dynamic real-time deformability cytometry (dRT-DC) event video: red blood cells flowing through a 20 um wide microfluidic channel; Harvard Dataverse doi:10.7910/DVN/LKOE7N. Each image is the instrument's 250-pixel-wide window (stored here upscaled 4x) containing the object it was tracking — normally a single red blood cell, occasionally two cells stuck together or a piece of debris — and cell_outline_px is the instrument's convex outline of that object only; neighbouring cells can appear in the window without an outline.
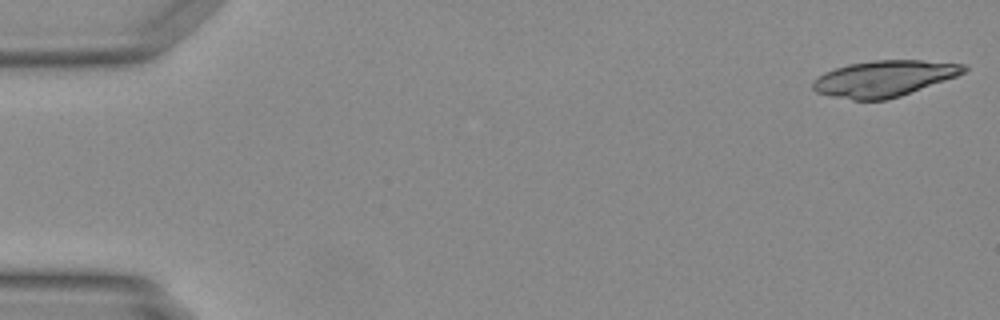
{"species": "Egyptian fruit bat (a non-hibernating species)", "species_latin": "Rousettus aegyptiacus", "temperature_condition": "warm", "stored_images_in_passage": 12, "camera_frame_rate_fps": 3000, "um_per_image_px": 0.085, "animal": {"sex": "female"}, "frame": {"image": 1, "passage_image": 1, "time_ms": 0.0, "image_size_px": [1000, 320], "cell_outline_px": [[968, 68], [964, 72], [956, 76], [900, 96], [888, 100], [852, 100], [832, 96], [816, 92], [812, 88], [812, 80], [824, 72], [848, 64], [872, 60], [920, 60], [968, 64]], "centroid_in_image_um": [75.13, 6.67], "position_along_channel_um": 9.9, "area_um2": 31.79}}